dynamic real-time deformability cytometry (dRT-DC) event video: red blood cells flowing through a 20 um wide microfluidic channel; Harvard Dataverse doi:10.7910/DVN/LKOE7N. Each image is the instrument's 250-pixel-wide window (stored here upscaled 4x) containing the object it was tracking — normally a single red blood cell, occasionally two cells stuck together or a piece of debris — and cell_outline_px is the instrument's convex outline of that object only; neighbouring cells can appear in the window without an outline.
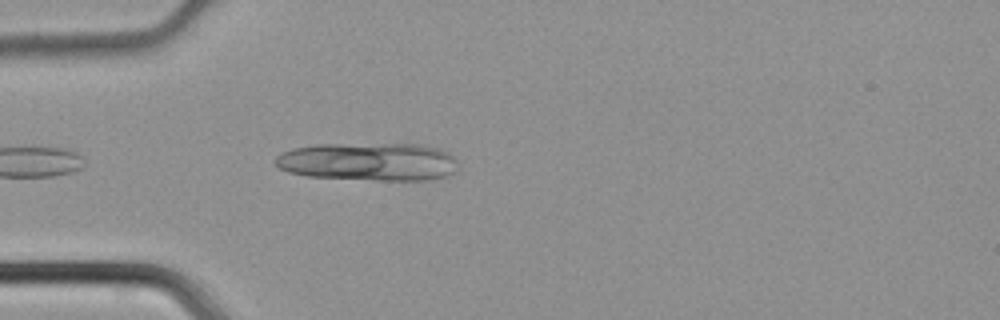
{"species": "common noctule bat (a hibernating species)", "species_latin": "Nyctalus noctula", "temperature_condition": "cold", "stored_images_in_passage": 9, "segment_of_instrument_passage": [1, 2], "camera_frame_rate_fps": 3000, "um_per_image_px": 0.085, "animal": {"sex": "male", "body_mass_g": 21.5, "forearm_length_mm": 52.0}, "frame": {"image": 1, "passage_image": 3, "time_ms": 0.667, "image_size_px": [1000, 320], "cell_outline_px": [[456, 160], [452, 172], [448, 176], [428, 180], [380, 180], [308, 176], [288, 172], [272, 164], [272, 160], [276, 156], [292, 148], [316, 144], [420, 144], [440, 148], [448, 152]], "centroid_in_image_um": [31.27, 13.73], "position_along_channel_um": 53.7, "area_um2": 40.69}}